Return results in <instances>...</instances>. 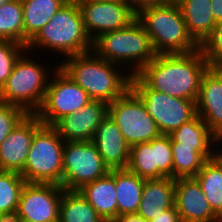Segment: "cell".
Here are the masks:
<instances>
[{"mask_svg":"<svg viewBox=\"0 0 222 222\" xmlns=\"http://www.w3.org/2000/svg\"><path fill=\"white\" fill-rule=\"evenodd\" d=\"M93 42L88 36L79 5L67 1L28 43L29 52L44 48L64 56L80 55L92 51Z\"/></svg>","mask_w":222,"mask_h":222,"instance_id":"cell-3","label":"cell"},{"mask_svg":"<svg viewBox=\"0 0 222 222\" xmlns=\"http://www.w3.org/2000/svg\"><path fill=\"white\" fill-rule=\"evenodd\" d=\"M157 54L189 53L200 45L189 34L177 3L146 7L136 14Z\"/></svg>","mask_w":222,"mask_h":222,"instance_id":"cell-5","label":"cell"},{"mask_svg":"<svg viewBox=\"0 0 222 222\" xmlns=\"http://www.w3.org/2000/svg\"><path fill=\"white\" fill-rule=\"evenodd\" d=\"M26 115L22 108L0 101V145Z\"/></svg>","mask_w":222,"mask_h":222,"instance_id":"cell-33","label":"cell"},{"mask_svg":"<svg viewBox=\"0 0 222 222\" xmlns=\"http://www.w3.org/2000/svg\"><path fill=\"white\" fill-rule=\"evenodd\" d=\"M130 88L140 97L161 134L170 135L197 114L195 101L148 88L136 75L131 76Z\"/></svg>","mask_w":222,"mask_h":222,"instance_id":"cell-8","label":"cell"},{"mask_svg":"<svg viewBox=\"0 0 222 222\" xmlns=\"http://www.w3.org/2000/svg\"><path fill=\"white\" fill-rule=\"evenodd\" d=\"M210 67H222V20L217 22L212 33L200 45Z\"/></svg>","mask_w":222,"mask_h":222,"instance_id":"cell-32","label":"cell"},{"mask_svg":"<svg viewBox=\"0 0 222 222\" xmlns=\"http://www.w3.org/2000/svg\"><path fill=\"white\" fill-rule=\"evenodd\" d=\"M187 30L201 45L216 25L210 0H180L178 3Z\"/></svg>","mask_w":222,"mask_h":222,"instance_id":"cell-23","label":"cell"},{"mask_svg":"<svg viewBox=\"0 0 222 222\" xmlns=\"http://www.w3.org/2000/svg\"><path fill=\"white\" fill-rule=\"evenodd\" d=\"M175 206V178L145 180L137 214L150 221Z\"/></svg>","mask_w":222,"mask_h":222,"instance_id":"cell-22","label":"cell"},{"mask_svg":"<svg viewBox=\"0 0 222 222\" xmlns=\"http://www.w3.org/2000/svg\"><path fill=\"white\" fill-rule=\"evenodd\" d=\"M43 125L35 114H27L0 145V170L21 174L35 132Z\"/></svg>","mask_w":222,"mask_h":222,"instance_id":"cell-15","label":"cell"},{"mask_svg":"<svg viewBox=\"0 0 222 222\" xmlns=\"http://www.w3.org/2000/svg\"><path fill=\"white\" fill-rule=\"evenodd\" d=\"M74 2L77 5L86 3V2H112V1H123V0H69Z\"/></svg>","mask_w":222,"mask_h":222,"instance_id":"cell-39","label":"cell"},{"mask_svg":"<svg viewBox=\"0 0 222 222\" xmlns=\"http://www.w3.org/2000/svg\"><path fill=\"white\" fill-rule=\"evenodd\" d=\"M0 222H23L18 210L0 213Z\"/></svg>","mask_w":222,"mask_h":222,"instance_id":"cell-36","label":"cell"},{"mask_svg":"<svg viewBox=\"0 0 222 222\" xmlns=\"http://www.w3.org/2000/svg\"><path fill=\"white\" fill-rule=\"evenodd\" d=\"M59 222L105 221L78 190H64L60 204Z\"/></svg>","mask_w":222,"mask_h":222,"instance_id":"cell-27","label":"cell"},{"mask_svg":"<svg viewBox=\"0 0 222 222\" xmlns=\"http://www.w3.org/2000/svg\"><path fill=\"white\" fill-rule=\"evenodd\" d=\"M53 69L44 101L35 115L44 125L53 126L64 116L75 113L91 99L58 65ZM54 79V80H53Z\"/></svg>","mask_w":222,"mask_h":222,"instance_id":"cell-11","label":"cell"},{"mask_svg":"<svg viewBox=\"0 0 222 222\" xmlns=\"http://www.w3.org/2000/svg\"><path fill=\"white\" fill-rule=\"evenodd\" d=\"M209 67L201 49L189 53L157 54L136 76L148 88L197 102L201 79Z\"/></svg>","mask_w":222,"mask_h":222,"instance_id":"cell-1","label":"cell"},{"mask_svg":"<svg viewBox=\"0 0 222 222\" xmlns=\"http://www.w3.org/2000/svg\"><path fill=\"white\" fill-rule=\"evenodd\" d=\"M175 207L181 222H221L195 177L175 179Z\"/></svg>","mask_w":222,"mask_h":222,"instance_id":"cell-16","label":"cell"},{"mask_svg":"<svg viewBox=\"0 0 222 222\" xmlns=\"http://www.w3.org/2000/svg\"><path fill=\"white\" fill-rule=\"evenodd\" d=\"M145 179L128 169H115L118 216L137 214Z\"/></svg>","mask_w":222,"mask_h":222,"instance_id":"cell-25","label":"cell"},{"mask_svg":"<svg viewBox=\"0 0 222 222\" xmlns=\"http://www.w3.org/2000/svg\"><path fill=\"white\" fill-rule=\"evenodd\" d=\"M170 137L179 147L191 148L200 153L206 160L215 157L221 151L212 149L213 145H217L216 143L219 144L221 141L198 114L174 130Z\"/></svg>","mask_w":222,"mask_h":222,"instance_id":"cell-21","label":"cell"},{"mask_svg":"<svg viewBox=\"0 0 222 222\" xmlns=\"http://www.w3.org/2000/svg\"><path fill=\"white\" fill-rule=\"evenodd\" d=\"M108 105L102 101L91 100L77 112L58 120L53 127L66 141H92L99 123L108 115Z\"/></svg>","mask_w":222,"mask_h":222,"instance_id":"cell-17","label":"cell"},{"mask_svg":"<svg viewBox=\"0 0 222 222\" xmlns=\"http://www.w3.org/2000/svg\"><path fill=\"white\" fill-rule=\"evenodd\" d=\"M211 1V11L214 16L215 22L222 20V0H210Z\"/></svg>","mask_w":222,"mask_h":222,"instance_id":"cell-37","label":"cell"},{"mask_svg":"<svg viewBox=\"0 0 222 222\" xmlns=\"http://www.w3.org/2000/svg\"><path fill=\"white\" fill-rule=\"evenodd\" d=\"M64 140L53 126L42 125L32 139L23 172L29 183H51L61 186Z\"/></svg>","mask_w":222,"mask_h":222,"instance_id":"cell-7","label":"cell"},{"mask_svg":"<svg viewBox=\"0 0 222 222\" xmlns=\"http://www.w3.org/2000/svg\"><path fill=\"white\" fill-rule=\"evenodd\" d=\"M196 112L222 142V67H209L204 73Z\"/></svg>","mask_w":222,"mask_h":222,"instance_id":"cell-18","label":"cell"},{"mask_svg":"<svg viewBox=\"0 0 222 222\" xmlns=\"http://www.w3.org/2000/svg\"><path fill=\"white\" fill-rule=\"evenodd\" d=\"M92 142L109 169H127L130 157V146L123 135L107 115L98 125Z\"/></svg>","mask_w":222,"mask_h":222,"instance_id":"cell-19","label":"cell"},{"mask_svg":"<svg viewBox=\"0 0 222 222\" xmlns=\"http://www.w3.org/2000/svg\"><path fill=\"white\" fill-rule=\"evenodd\" d=\"M85 30L93 42L101 34L127 27L136 13L127 0L86 2L79 5Z\"/></svg>","mask_w":222,"mask_h":222,"instance_id":"cell-14","label":"cell"},{"mask_svg":"<svg viewBox=\"0 0 222 222\" xmlns=\"http://www.w3.org/2000/svg\"><path fill=\"white\" fill-rule=\"evenodd\" d=\"M0 40L15 41L24 46V21L21 0L0 6Z\"/></svg>","mask_w":222,"mask_h":222,"instance_id":"cell-28","label":"cell"},{"mask_svg":"<svg viewBox=\"0 0 222 222\" xmlns=\"http://www.w3.org/2000/svg\"><path fill=\"white\" fill-rule=\"evenodd\" d=\"M25 179L16 172L0 170V213L18 209Z\"/></svg>","mask_w":222,"mask_h":222,"instance_id":"cell-30","label":"cell"},{"mask_svg":"<svg viewBox=\"0 0 222 222\" xmlns=\"http://www.w3.org/2000/svg\"><path fill=\"white\" fill-rule=\"evenodd\" d=\"M78 191L105 222H113L118 217L115 169L93 182L84 184Z\"/></svg>","mask_w":222,"mask_h":222,"instance_id":"cell-20","label":"cell"},{"mask_svg":"<svg viewBox=\"0 0 222 222\" xmlns=\"http://www.w3.org/2000/svg\"><path fill=\"white\" fill-rule=\"evenodd\" d=\"M26 50L25 46L15 41L0 40V89L12 73L17 59Z\"/></svg>","mask_w":222,"mask_h":222,"instance_id":"cell-31","label":"cell"},{"mask_svg":"<svg viewBox=\"0 0 222 222\" xmlns=\"http://www.w3.org/2000/svg\"><path fill=\"white\" fill-rule=\"evenodd\" d=\"M127 169L145 180L173 178L170 135L161 134L149 142L131 146Z\"/></svg>","mask_w":222,"mask_h":222,"instance_id":"cell-12","label":"cell"},{"mask_svg":"<svg viewBox=\"0 0 222 222\" xmlns=\"http://www.w3.org/2000/svg\"><path fill=\"white\" fill-rule=\"evenodd\" d=\"M165 3H178L180 0H163Z\"/></svg>","mask_w":222,"mask_h":222,"instance_id":"cell-41","label":"cell"},{"mask_svg":"<svg viewBox=\"0 0 222 222\" xmlns=\"http://www.w3.org/2000/svg\"><path fill=\"white\" fill-rule=\"evenodd\" d=\"M29 55L26 50L17 59L12 73L0 89V101L18 106L27 114H35L44 101L51 74L48 76L46 67Z\"/></svg>","mask_w":222,"mask_h":222,"instance_id":"cell-6","label":"cell"},{"mask_svg":"<svg viewBox=\"0 0 222 222\" xmlns=\"http://www.w3.org/2000/svg\"><path fill=\"white\" fill-rule=\"evenodd\" d=\"M92 51L119 65V69L126 64L131 75H136L157 56L150 36L137 18L123 29L101 34L93 41Z\"/></svg>","mask_w":222,"mask_h":222,"instance_id":"cell-4","label":"cell"},{"mask_svg":"<svg viewBox=\"0 0 222 222\" xmlns=\"http://www.w3.org/2000/svg\"><path fill=\"white\" fill-rule=\"evenodd\" d=\"M68 0H21L24 21V46L37 35Z\"/></svg>","mask_w":222,"mask_h":222,"instance_id":"cell-24","label":"cell"},{"mask_svg":"<svg viewBox=\"0 0 222 222\" xmlns=\"http://www.w3.org/2000/svg\"><path fill=\"white\" fill-rule=\"evenodd\" d=\"M149 222H181L179 213L177 212L176 207H172L163 211L154 219L150 220Z\"/></svg>","mask_w":222,"mask_h":222,"instance_id":"cell-34","label":"cell"},{"mask_svg":"<svg viewBox=\"0 0 222 222\" xmlns=\"http://www.w3.org/2000/svg\"><path fill=\"white\" fill-rule=\"evenodd\" d=\"M63 191L57 184L26 182L17 209L23 222H59Z\"/></svg>","mask_w":222,"mask_h":222,"instance_id":"cell-13","label":"cell"},{"mask_svg":"<svg viewBox=\"0 0 222 222\" xmlns=\"http://www.w3.org/2000/svg\"><path fill=\"white\" fill-rule=\"evenodd\" d=\"M62 61L58 66L87 92L91 100L109 104L130 88L132 75L129 70L126 74L120 72L119 65L98 57L93 51Z\"/></svg>","mask_w":222,"mask_h":222,"instance_id":"cell-2","label":"cell"},{"mask_svg":"<svg viewBox=\"0 0 222 222\" xmlns=\"http://www.w3.org/2000/svg\"><path fill=\"white\" fill-rule=\"evenodd\" d=\"M109 172V167L92 141L64 142L61 183L64 190H79L84 184L93 182Z\"/></svg>","mask_w":222,"mask_h":222,"instance_id":"cell-10","label":"cell"},{"mask_svg":"<svg viewBox=\"0 0 222 222\" xmlns=\"http://www.w3.org/2000/svg\"><path fill=\"white\" fill-rule=\"evenodd\" d=\"M108 115L118 126L130 147L149 142L161 135L144 103L131 88L109 103Z\"/></svg>","mask_w":222,"mask_h":222,"instance_id":"cell-9","label":"cell"},{"mask_svg":"<svg viewBox=\"0 0 222 222\" xmlns=\"http://www.w3.org/2000/svg\"><path fill=\"white\" fill-rule=\"evenodd\" d=\"M113 222H148L138 214H125L118 216Z\"/></svg>","mask_w":222,"mask_h":222,"instance_id":"cell-38","label":"cell"},{"mask_svg":"<svg viewBox=\"0 0 222 222\" xmlns=\"http://www.w3.org/2000/svg\"><path fill=\"white\" fill-rule=\"evenodd\" d=\"M131 9L137 14L140 10L146 7L162 5L163 0H127Z\"/></svg>","mask_w":222,"mask_h":222,"instance_id":"cell-35","label":"cell"},{"mask_svg":"<svg viewBox=\"0 0 222 222\" xmlns=\"http://www.w3.org/2000/svg\"><path fill=\"white\" fill-rule=\"evenodd\" d=\"M213 212L222 219V149L195 176Z\"/></svg>","mask_w":222,"mask_h":222,"instance_id":"cell-26","label":"cell"},{"mask_svg":"<svg viewBox=\"0 0 222 222\" xmlns=\"http://www.w3.org/2000/svg\"><path fill=\"white\" fill-rule=\"evenodd\" d=\"M172 154L173 178L175 179L180 177H195L207 161L197 151L191 148L179 147L173 140Z\"/></svg>","mask_w":222,"mask_h":222,"instance_id":"cell-29","label":"cell"},{"mask_svg":"<svg viewBox=\"0 0 222 222\" xmlns=\"http://www.w3.org/2000/svg\"><path fill=\"white\" fill-rule=\"evenodd\" d=\"M12 1H15V0H0V6L4 5V4H7L9 2H12Z\"/></svg>","mask_w":222,"mask_h":222,"instance_id":"cell-40","label":"cell"}]
</instances>
